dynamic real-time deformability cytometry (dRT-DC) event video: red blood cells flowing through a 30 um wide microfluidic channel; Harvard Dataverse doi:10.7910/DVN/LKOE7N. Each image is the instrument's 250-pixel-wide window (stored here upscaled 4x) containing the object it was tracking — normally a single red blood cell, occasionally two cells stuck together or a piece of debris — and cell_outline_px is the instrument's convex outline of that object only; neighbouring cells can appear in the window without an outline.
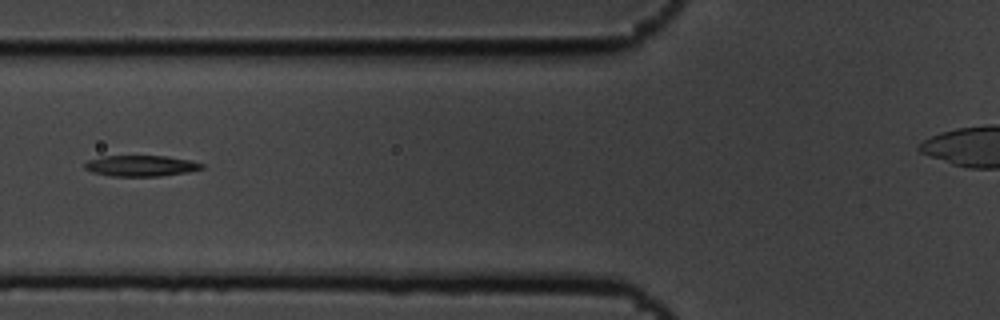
{"species": "common noctule bat (a hibernating species)", "species_latin": "Nyctalus noctula", "temperature_condition": "cold", "stored_images_in_passage": 9, "camera_frame_rate_fps": 3000, "um_per_image_px": 0.085, "animal": {"sex": "male", "body_mass_g": 19.5, "forearm_length_mm": 54.6}, "frame": {"image": 1, "passage_image": 7, "time_ms": 2.0, "image_size_px": [1000, 320], "cell_outline_px": [[204, 168], [188, 172], [160, 176], [112, 176], [92, 172], [84, 168], [84, 164], [88, 160], [104, 156], [168, 156], [192, 160], [204, 164]], "centroid_in_image_um": [12.01, 14.09], "position_along_channel_um": 113.8, "area_um2": 14.33}}
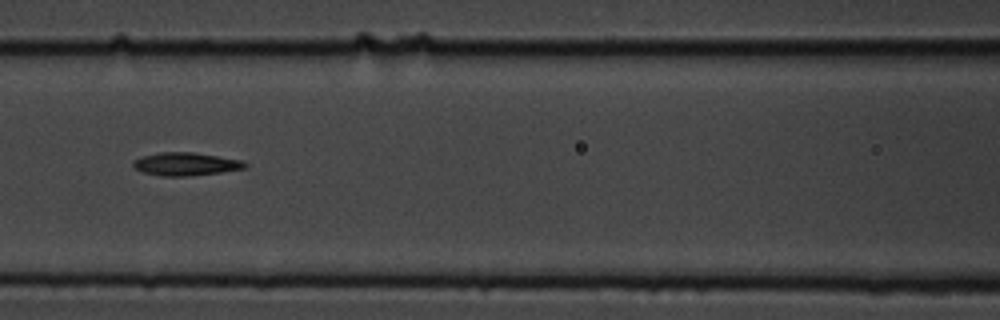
{"frame": {"image": 2, "passage_image": 8, "time_ms": 2.333, "image_size_px": [1000, 320], "cell_outline_px": [[248, 168], [192, 176], [160, 176], [144, 172], [136, 168], [132, 164], [132, 160], [144, 156], [160, 152], [192, 152], [244, 160], [248, 164]], "centroid_in_image_um": [15.84, 13.94], "position_along_channel_um": 150.8, "area_um2": 15.09}}
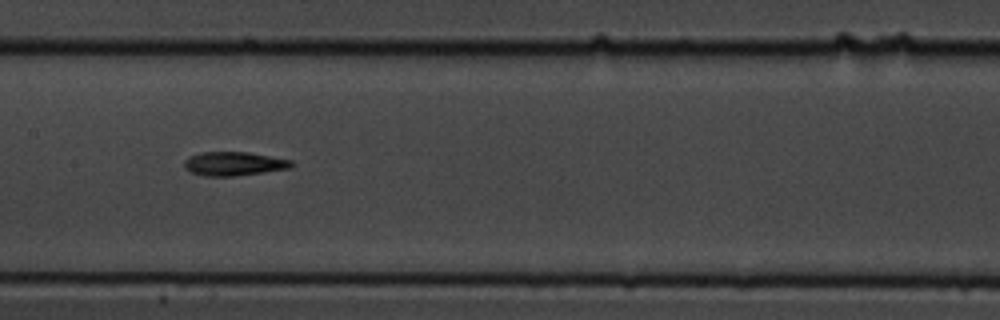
{"frame": {"image": 3, "passage_image": 9, "time_ms": 2.667, "image_size_px": [1000, 320], "cell_outline_px": [[292, 164], [288, 168], [264, 172], [232, 176], [204, 176], [192, 172], [184, 168], [184, 160], [192, 156], [204, 152], [248, 152], [292, 160]], "centroid_in_image_um": [19.86, 13.91], "position_along_channel_um": 187.5, "area_um2": 14.62}}